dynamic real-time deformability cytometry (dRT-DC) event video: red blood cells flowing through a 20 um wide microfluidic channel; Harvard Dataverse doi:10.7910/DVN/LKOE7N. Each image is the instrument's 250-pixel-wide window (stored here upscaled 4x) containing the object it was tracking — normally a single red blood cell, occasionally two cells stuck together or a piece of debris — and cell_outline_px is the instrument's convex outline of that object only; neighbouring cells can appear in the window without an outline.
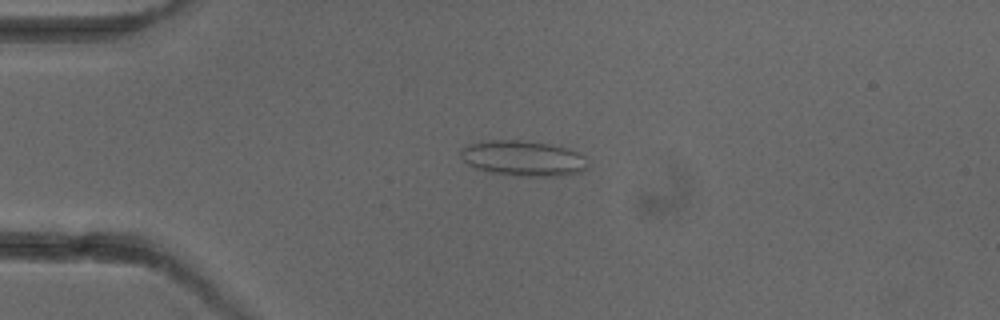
{"species": "common noctule bat (a hibernating species)", "species_latin": "Nyctalus noctula", "temperature_condition": "cold", "stored_images_in_passage": 4, "camera_frame_rate_fps": 3000, "um_per_image_px": 0.085, "animal": {"sex": "female"}, "frame": {"image": 1, "passage_image": 3, "time_ms": 3.333, "image_size_px": [1000, 320], "cell_outline_px": [[588, 168], [580, 172], [560, 176], [516, 176], [484, 172], [468, 164], [460, 156], [460, 148], [468, 144], [484, 140], [516, 140], [548, 144], [568, 148], [584, 156]], "centroid_in_image_um": [44.42, 13.46], "position_along_channel_um": 40.6, "area_um2": 26.41}}